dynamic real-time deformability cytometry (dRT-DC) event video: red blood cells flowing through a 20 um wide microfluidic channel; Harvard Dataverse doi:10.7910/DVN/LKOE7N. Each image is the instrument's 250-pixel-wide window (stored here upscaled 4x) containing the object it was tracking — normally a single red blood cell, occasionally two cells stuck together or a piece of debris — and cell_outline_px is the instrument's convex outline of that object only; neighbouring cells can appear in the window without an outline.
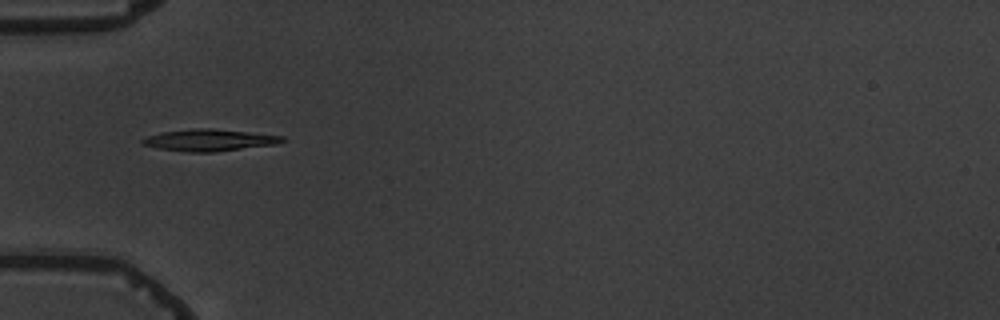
{"species": "common noctule bat (a hibernating species)", "species_latin": "Nyctalus noctula", "temperature_condition": "warm", "stored_images_in_passage": 6, "camera_frame_rate_fps": 3000, "um_per_image_px": 0.085, "animal": {"sex": "male", "body_mass_g": 19.5, "forearm_length_mm": 54.6}, "frame": {"image": 1, "passage_image": 1, "time_ms": 0.0, "image_size_px": [1000, 320], "cell_outline_px": [[284, 140], [276, 144], [212, 152], [188, 152], [156, 148], [140, 144], [140, 140], [148, 136], [160, 132], [196, 128], [212, 128], [284, 136]], "centroid_in_image_um": [17.72, 11.91], "position_along_channel_um": 67.3, "area_um2": 17.69}}
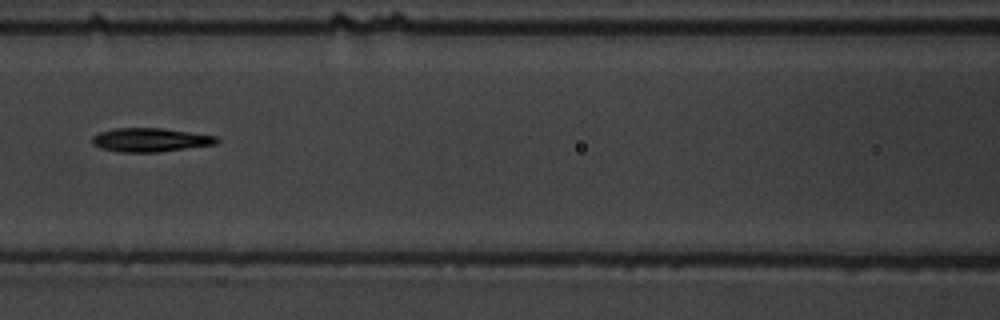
{"frame": {"image": 2, "passage_image": 3, "time_ms": 2.333, "image_size_px": [1000, 320], "cell_outline_px": [[220, 140], [216, 144], [156, 152], [120, 152], [100, 148], [92, 144], [92, 136], [100, 132], [116, 128], [160, 128], [216, 136]], "centroid_in_image_um": [12.74, 11.89], "position_along_channel_um": 153.9, "area_um2": 17.05}}
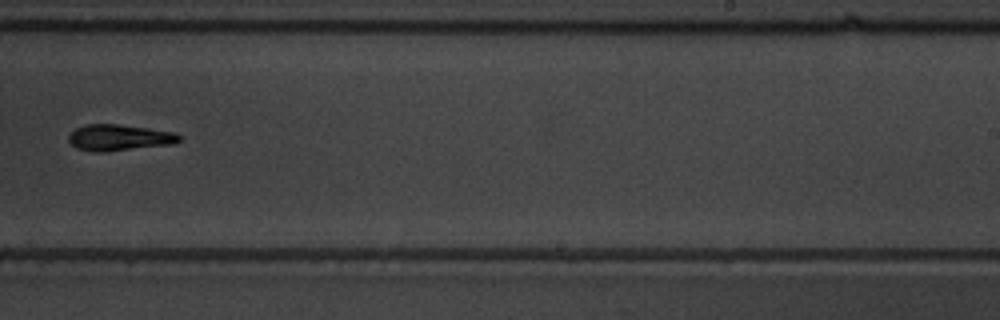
{"frame": {"image": 3, "passage_image": 6, "time_ms": 5.667, "image_size_px": [1000, 320], "cell_outline_px": [[180, 140], [172, 144], [104, 152], [96, 152], [76, 148], [68, 140], [68, 136], [76, 128], [84, 124], [120, 124], [176, 132], [180, 136]], "centroid_in_image_um": [10.12, 11.69], "position_along_channel_um": 278.9, "area_um2": 16.88}}